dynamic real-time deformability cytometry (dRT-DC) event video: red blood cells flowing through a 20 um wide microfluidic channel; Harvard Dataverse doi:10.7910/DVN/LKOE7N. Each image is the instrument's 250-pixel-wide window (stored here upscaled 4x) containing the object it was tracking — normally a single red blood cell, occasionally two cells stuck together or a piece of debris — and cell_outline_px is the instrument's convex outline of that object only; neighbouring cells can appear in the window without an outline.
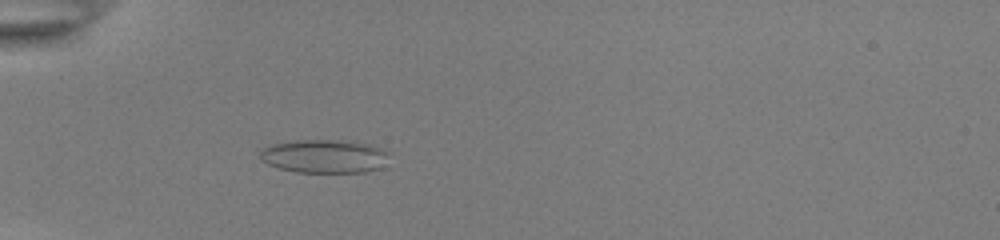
{"species": "common noctule bat (a hibernating species)", "species_latin": "Nyctalus noctula", "temperature_condition": "room temperature", "stored_images_in_passage": 47, "camera_frame_rate_fps": 3000, "um_per_image_px": 0.085, "animal": {"sex": "female", "body_mass_g": 22.0, "forearm_length_mm": 56.7}, "frame": {"image": 1, "passage_image": 12, "time_ms": 3.667, "image_size_px": [1000, 240], "cell_outline_px": [[392, 152], [384, 168], [364, 172], [296, 172], [280, 168], [268, 164], [260, 160], [260, 152], [264, 148], [272, 144], [300, 140], [328, 140], [372, 144]], "centroid_in_image_um": [27.66, 13.29], "position_along_channel_um": 57.3, "area_um2": 25.37}}
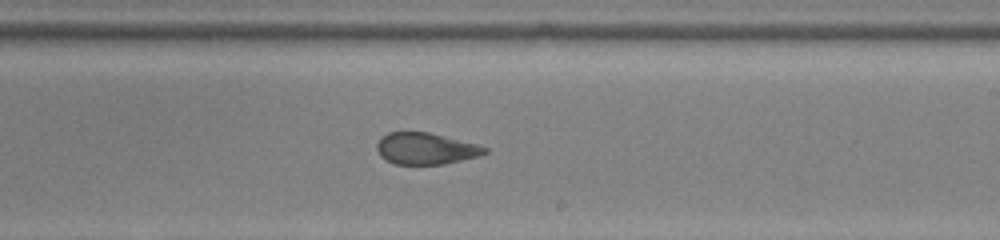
{"frame": {"image": 2, "passage_image": 28, "time_ms": 9.0, "image_size_px": [1000, 240], "cell_outline_px": [[488, 152], [476, 156], [444, 164], [396, 164], [380, 156], [376, 148], [376, 144], [380, 136], [388, 132], [428, 132], [476, 144], [488, 148]], "centroid_in_image_um": [36.14, 12.62], "position_along_channel_um": 252.9, "area_um2": 19.65}}
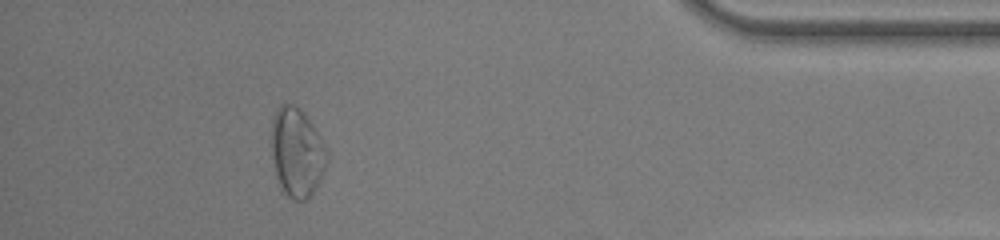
{"frame": {"image": 3, "passage_image": 43, "time_ms": 14.0, "image_size_px": [1000, 240], "cell_outline_px": [[328, 160], [320, 180], [316, 188], [304, 200], [292, 200], [284, 192], [276, 176], [272, 156], [272, 116], [276, 108], [280, 104], [292, 104], [300, 108], [316, 128], [328, 152]], "centroid_in_image_um": [25.24, 12.92], "position_along_channel_um": 410.0, "area_um2": 28.84}, "authors_computed_cell_mechanics": {"area_um2": 24.276, "velocity_mm_per_s": 3.9056, "shape_relaxation_time_tau1_ms": null, "shape_relaxation_time_tau2_ms": 1.0916, "deformation_change_tau1": null, "deformation_change_tau2": 0.0774}}